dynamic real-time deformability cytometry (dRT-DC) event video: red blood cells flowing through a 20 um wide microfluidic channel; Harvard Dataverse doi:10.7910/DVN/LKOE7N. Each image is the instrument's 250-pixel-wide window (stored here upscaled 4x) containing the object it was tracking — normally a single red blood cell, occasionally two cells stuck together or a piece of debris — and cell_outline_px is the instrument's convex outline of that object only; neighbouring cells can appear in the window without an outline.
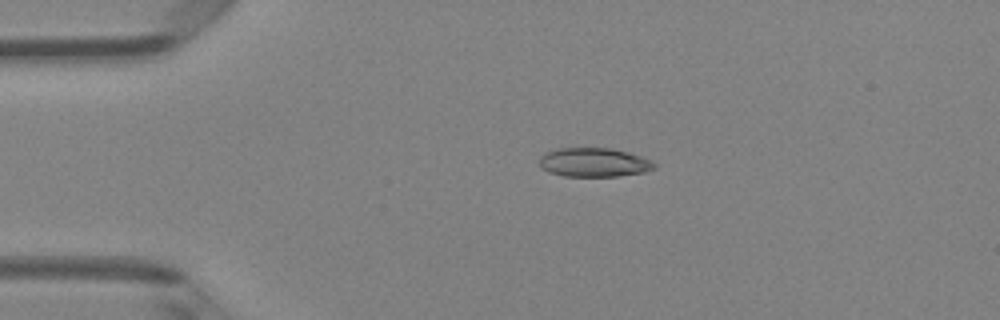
{"species": "Egyptian fruit bat (a non-hibernating species)", "species_latin": "Rousettus aegyptiacus", "temperature_condition": "room temperature", "stored_images_in_passage": 4, "camera_frame_rate_fps": 3000, "um_per_image_px": 0.085, "animal": {"sex": "female"}, "frame": {"image": 1, "passage_image": 2, "time_ms": 1.0, "image_size_px": [1000, 320], "cell_outline_px": [[656, 168], [644, 172], [620, 176], [564, 176], [548, 172], [540, 164], [540, 156], [544, 152], [556, 148], [612, 148], [628, 152], [652, 160], [656, 164]], "centroid_in_image_um": [50.5, 13.8], "position_along_channel_um": 34.5, "area_um2": 19.54}}
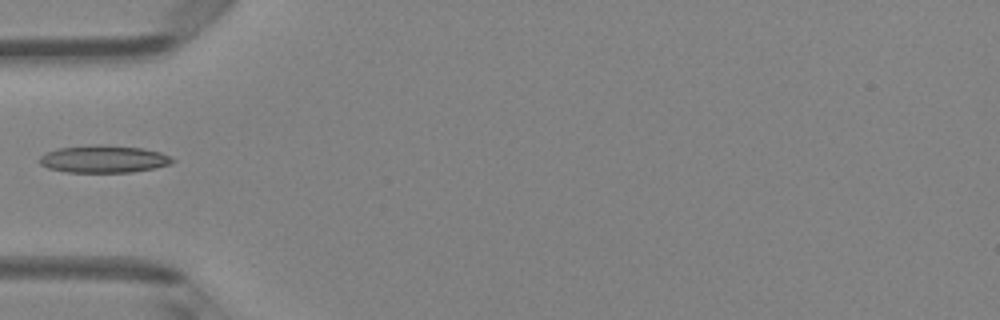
{"frame": {"image": 2, "passage_image": 3, "time_ms": 3.0, "image_size_px": [1000, 320], "cell_outline_px": [[176, 160], [172, 164], [132, 172], [68, 172], [48, 168], [40, 164], [36, 160], [40, 156], [48, 152], [60, 148], [100, 144], [140, 148], [160, 152]], "centroid_in_image_um": [8.8, 13.52], "position_along_channel_um": 76.2, "area_um2": 21.04}}
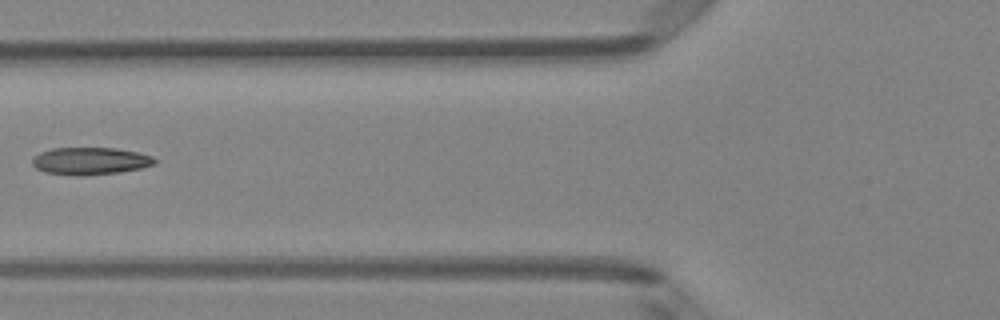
{"frame": {"image": 3, "passage_image": 4, "time_ms": 4.0, "image_size_px": [1000, 320], "cell_outline_px": [[156, 164], [140, 168], [120, 172], [44, 172], [36, 168], [32, 164], [32, 160], [40, 152], [52, 148], [116, 148], [136, 152], [152, 156], [156, 160]], "centroid_in_image_um": [7.71, 13.62], "position_along_channel_um": 118.1, "area_um2": 18.32}}